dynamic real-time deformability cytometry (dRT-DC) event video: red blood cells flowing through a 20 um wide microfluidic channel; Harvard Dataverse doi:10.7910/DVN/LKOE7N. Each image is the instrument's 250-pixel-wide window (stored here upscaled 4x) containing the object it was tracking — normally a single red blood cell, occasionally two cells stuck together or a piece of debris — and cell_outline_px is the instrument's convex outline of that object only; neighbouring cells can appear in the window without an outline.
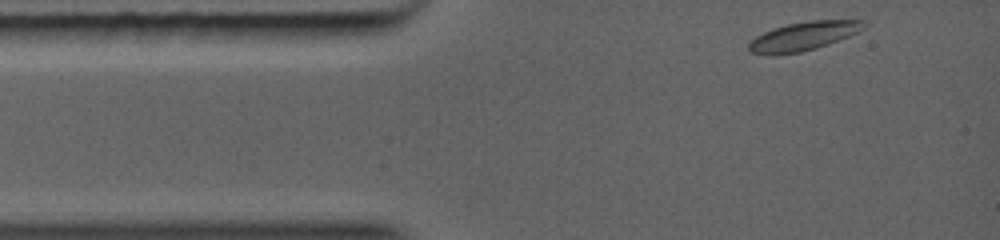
{"species": "common noctule bat (a hibernating species)", "species_latin": "Nyctalus noctula", "temperature_condition": "warm", "stored_images_in_passage": 4, "camera_frame_rate_fps": 5000, "um_per_image_px": 0.085, "animal": {"sex": "female", "body_mass_g": 19.0, "forearm_length_mm": 56.7}, "frame": {"image": 1, "passage_image": 1, "time_ms": 0.0, "image_size_px": [1000, 240], "cell_outline_px": [[868, 24], [864, 28], [848, 36], [828, 44], [816, 48], [800, 52], [772, 56], [748, 52], [748, 44], [756, 36], [772, 28], [788, 24], [808, 20], [868, 20]], "centroid_in_image_um": [68.27, 3.08], "position_along_channel_um": 16.7, "area_um2": 19.42}}
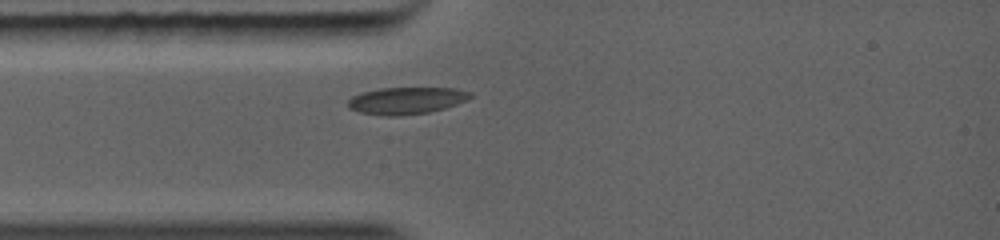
{"frame": {"image": 2, "passage_image": 4, "time_ms": 1.6, "image_size_px": [1000, 240], "cell_outline_px": [[472, 96], [456, 104], [444, 108], [428, 112], [396, 116], [388, 116], [360, 112], [348, 108], [348, 100], [352, 96], [360, 92], [380, 88], [456, 88], [472, 92]], "centroid_in_image_um": [34.51, 8.54], "position_along_channel_um": 50.5, "area_um2": 19.13}}